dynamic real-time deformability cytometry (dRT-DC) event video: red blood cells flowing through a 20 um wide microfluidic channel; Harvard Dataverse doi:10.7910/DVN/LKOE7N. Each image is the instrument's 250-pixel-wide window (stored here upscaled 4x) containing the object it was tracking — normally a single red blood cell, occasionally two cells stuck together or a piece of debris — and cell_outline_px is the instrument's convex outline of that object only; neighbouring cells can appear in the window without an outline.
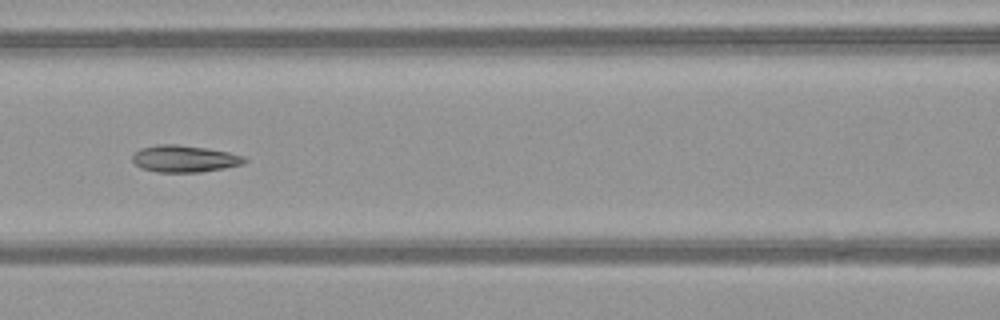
{"species": "common noctule bat (a hibernating species)", "species_latin": "Nyctalus noctula", "temperature_condition": "warm", "stored_images_in_passage": 21, "camera_frame_rate_fps": 3000, "um_per_image_px": 0.085, "animal": {"sex": "female", "body_mass_g": 21.9}, "frame": {"image": 1, "passage_image": 7, "time_ms": 2.0, "image_size_px": [1000, 320], "cell_outline_px": [[248, 160], [244, 164], [224, 168], [200, 172], [156, 172], [140, 168], [132, 160], [132, 156], [140, 148], [156, 144], [176, 144], [208, 148], [228, 152], [244, 156]], "centroid_in_image_um": [15.68, 13.49], "position_along_channel_um": 150.9, "area_um2": 17.69}}
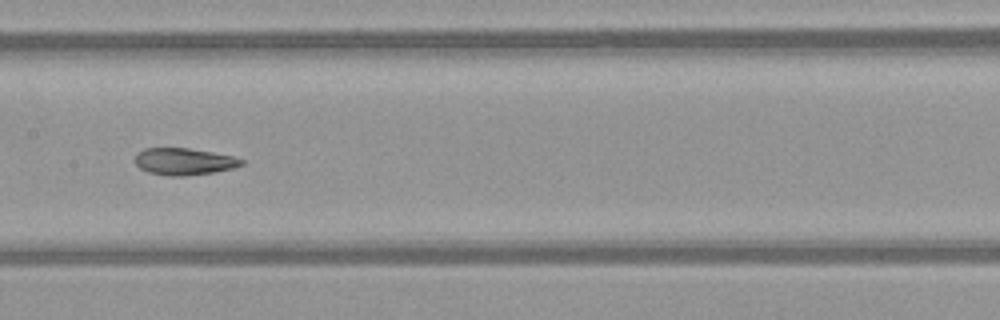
{"frame": {"image": 2, "passage_image": 10, "time_ms": 3.0, "image_size_px": [1000, 320], "cell_outline_px": [[244, 164], [232, 168], [212, 172], [184, 176], [168, 176], [148, 172], [140, 168], [136, 164], [136, 156], [144, 148], [188, 148], [212, 152], [232, 156], [244, 160]], "centroid_in_image_um": [15.64, 13.73], "position_along_channel_um": 191.8, "area_um2": 16.47}}